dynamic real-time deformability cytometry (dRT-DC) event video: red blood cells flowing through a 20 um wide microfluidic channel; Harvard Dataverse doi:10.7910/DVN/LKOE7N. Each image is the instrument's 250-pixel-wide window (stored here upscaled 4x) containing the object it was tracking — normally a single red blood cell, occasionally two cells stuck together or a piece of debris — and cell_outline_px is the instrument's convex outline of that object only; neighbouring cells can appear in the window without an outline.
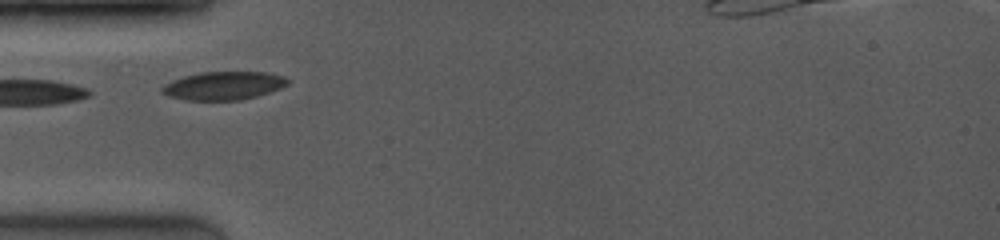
{"species": "common noctule bat (a hibernating species)", "species_latin": "Nyctalus noctula", "temperature_condition": "room temperature", "stored_images_in_passage": 5, "camera_frame_rate_fps": 4000, "um_per_image_px": 0.085, "animal": {"sex": "female", "body_mass_g": 19.0, "forearm_length_mm": 53.3}, "frame": {"image": 1, "passage_image": 1, "time_ms": 0.0, "image_size_px": [1000, 240], "cell_outline_px": [[288, 84], [280, 88], [256, 96], [240, 100], [188, 100], [168, 96], [160, 92], [160, 88], [164, 84], [172, 80], [184, 76], [200, 72], [264, 72], [284, 76], [288, 80]], "centroid_in_image_um": [18.96, 7.28], "position_along_channel_um": 66.0, "area_um2": 20.63}}